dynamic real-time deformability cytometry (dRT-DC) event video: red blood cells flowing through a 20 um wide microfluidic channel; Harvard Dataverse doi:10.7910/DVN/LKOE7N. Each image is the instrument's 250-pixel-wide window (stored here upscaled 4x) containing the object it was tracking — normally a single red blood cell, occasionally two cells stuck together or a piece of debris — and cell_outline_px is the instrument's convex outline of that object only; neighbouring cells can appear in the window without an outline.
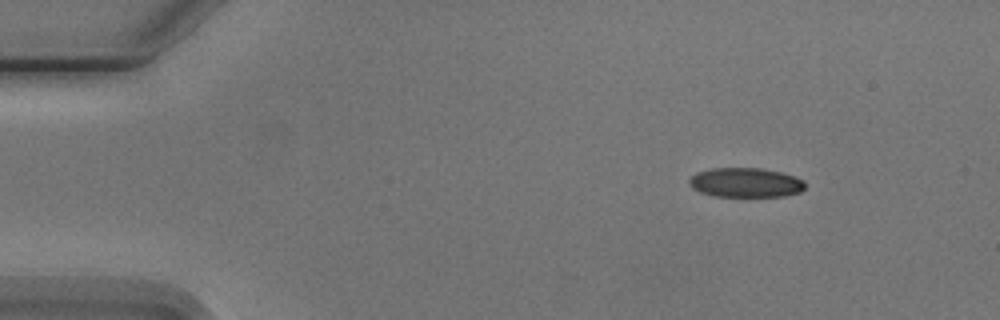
{"species": "Egyptian fruit bat (a non-hibernating species)", "species_latin": "Rousettus aegyptiacus", "temperature_condition": "cold", "stored_images_in_passage": 4, "camera_frame_rate_fps": 3000, "um_per_image_px": 0.085, "animal": {"sex": "male"}, "frame": {"image": 1, "passage_image": 1, "time_ms": 0.0, "image_size_px": [1000, 320], "cell_outline_px": [[804, 188], [800, 192], [784, 196], [716, 196], [700, 192], [692, 188], [688, 184], [688, 180], [696, 172], [708, 168], [764, 168], [796, 176], [804, 180]], "centroid_in_image_um": [63.36, 15.5], "position_along_channel_um": 21.6, "area_um2": 20.06}}
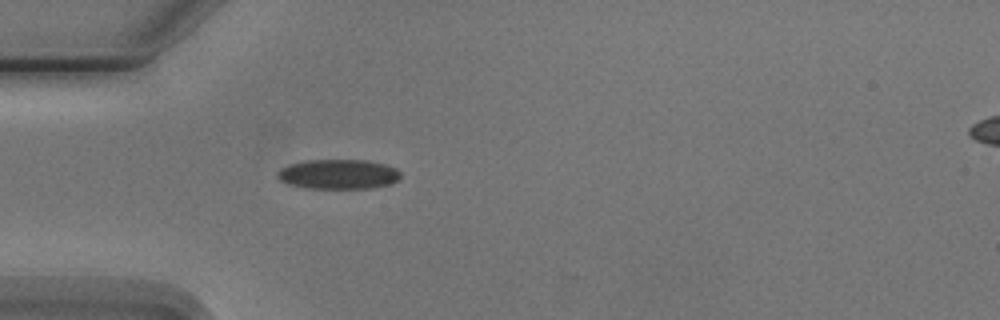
{"frame": {"image": 2, "passage_image": 3, "time_ms": 3.0, "image_size_px": [1000, 320], "cell_outline_px": [[400, 180], [392, 184], [372, 188], [304, 188], [288, 184], [280, 180], [276, 176], [276, 172], [280, 168], [288, 164], [304, 160], [368, 160], [384, 164], [396, 168], [400, 172]], "centroid_in_image_um": [28.75, 14.8], "position_along_channel_um": 56.3, "area_um2": 21.68}}